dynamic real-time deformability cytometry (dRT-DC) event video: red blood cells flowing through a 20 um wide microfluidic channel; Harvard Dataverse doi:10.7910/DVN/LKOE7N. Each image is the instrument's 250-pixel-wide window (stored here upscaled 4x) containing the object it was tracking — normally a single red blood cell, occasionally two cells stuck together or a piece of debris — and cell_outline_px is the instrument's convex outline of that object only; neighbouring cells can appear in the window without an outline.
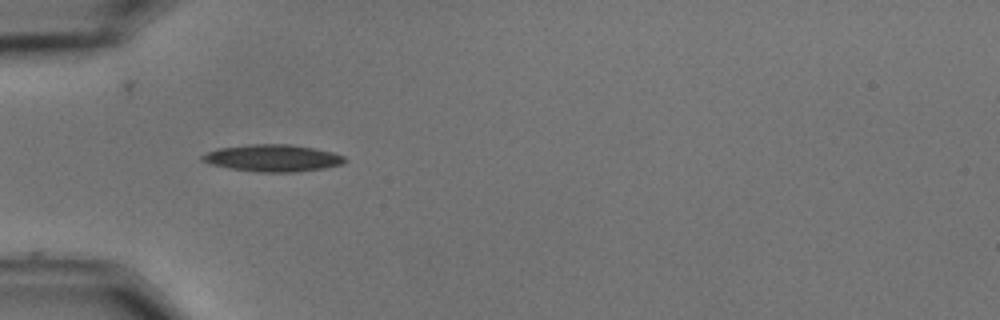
{"species": "common noctule bat (a hibernating species)", "species_latin": "Nyctalus noctula", "temperature_condition": "cold", "stored_images_in_passage": 10, "camera_frame_rate_fps": 3000, "um_per_image_px": 0.085, "animal": {"sex": "male", "body_mass_g": 15.6}, "frame": {"image": 1, "passage_image": 1, "time_ms": 0.0, "image_size_px": [1000, 320], "cell_outline_px": [[348, 160], [344, 164], [324, 168], [296, 172], [260, 172], [228, 168], [212, 164], [200, 160], [200, 156], [216, 148], [248, 144], [288, 144], [312, 148], [332, 152], [344, 156]], "centroid_in_image_um": [23.18, 13.43], "position_along_channel_um": 61.8, "area_um2": 22.48}}